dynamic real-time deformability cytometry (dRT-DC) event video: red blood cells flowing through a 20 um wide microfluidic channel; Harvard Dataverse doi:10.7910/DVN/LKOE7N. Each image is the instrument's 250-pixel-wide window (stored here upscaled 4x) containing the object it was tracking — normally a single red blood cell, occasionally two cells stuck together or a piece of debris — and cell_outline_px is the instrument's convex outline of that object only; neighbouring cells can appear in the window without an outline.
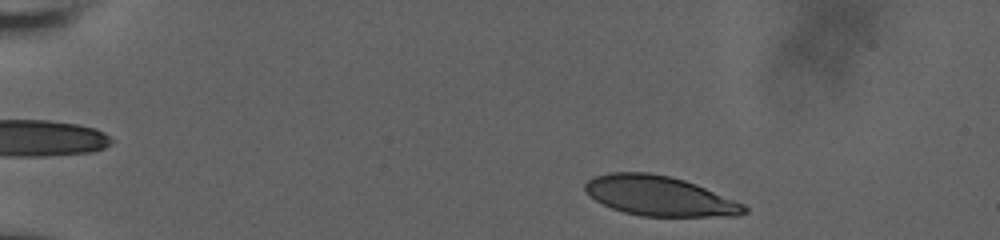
{"species": "human", "species_latin": "Homo sapiens", "temperature_condition": "room temperature", "stored_images_in_passage": 16, "camera_frame_rate_fps": 3000, "um_per_image_px": 0.085, "donor": {"sex": "male"}, "frame": {"image": 1, "passage_image": 1, "time_ms": 0.0, "image_size_px": [1000, 240], "cell_outline_px": [[748, 212], [736, 216], [640, 216], [624, 212], [612, 208], [588, 196], [584, 188], [584, 184], [592, 176], [612, 172], [648, 172], [668, 176], [684, 180], [696, 184], [736, 200], [744, 204], [748, 208]], "centroid_in_image_um": [56.05, 16.65], "position_along_channel_um": 28.9, "area_um2": 36.99}}
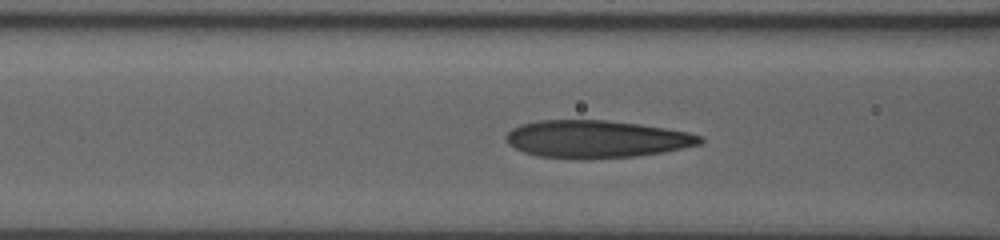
{"frame": {"image": 2, "passage_image": 10, "time_ms": 5.0, "image_size_px": [1000, 240], "cell_outline_px": [[704, 140], [700, 144], [664, 152], [636, 156], [588, 160], [584, 160], [536, 156], [524, 152], [508, 144], [504, 140], [504, 136], [512, 128], [520, 124], [540, 120], [604, 120], [640, 124], [688, 132], [704, 136]], "centroid_in_image_um": [50.67, 11.83], "position_along_channel_um": 115.9, "area_um2": 42.89}}
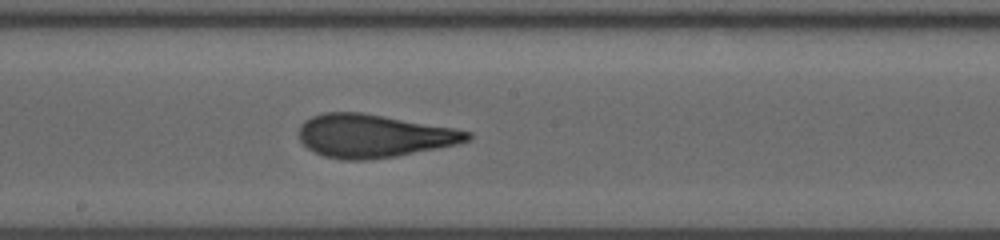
{"frame": {"image": 3, "passage_image": 16, "time_ms": 7.667, "image_size_px": [1000, 240], "cell_outline_px": [[472, 136], [468, 140], [456, 144], [396, 156], [364, 160], [344, 160], [324, 156], [308, 148], [300, 140], [300, 124], [304, 120], [312, 116], [324, 112], [360, 112], [452, 128], [472, 132]], "centroid_in_image_um": [31.72, 11.55], "position_along_channel_um": 216.5, "area_um2": 41.79}}